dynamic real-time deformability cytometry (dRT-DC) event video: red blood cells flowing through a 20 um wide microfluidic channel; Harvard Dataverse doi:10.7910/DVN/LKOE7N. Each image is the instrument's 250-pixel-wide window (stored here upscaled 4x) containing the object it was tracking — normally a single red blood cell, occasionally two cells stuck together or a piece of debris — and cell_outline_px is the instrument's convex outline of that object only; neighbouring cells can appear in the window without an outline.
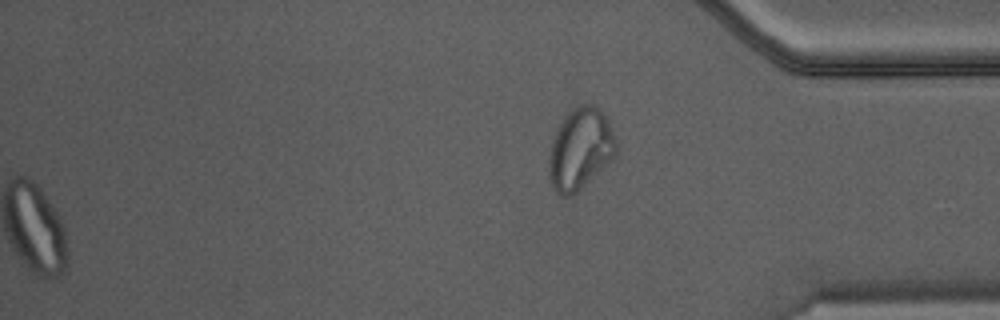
{"species": "Egyptian fruit bat (a non-hibernating species)", "species_latin": "Rousettus aegyptiacus", "temperature_condition": "warm", "stored_images_in_passage": 35, "camera_frame_rate_fps": 3000, "um_per_image_px": 0.085, "animal": {"sex": "male"}, "frame": {"image": 1, "passage_image": 35, "time_ms": 11.333, "image_size_px": [1000, 320], "cell_outline_px": [[616, 152], [612, 160], [572, 196], [564, 196], [556, 192], [552, 184], [548, 168], [552, 136], [556, 128], [564, 116], [572, 108], [580, 104], [596, 104], [608, 120], [612, 128], [616, 144]], "centroid_in_image_um": [49.31, 12.62], "position_along_channel_um": 385.9, "area_um2": 31.91}}